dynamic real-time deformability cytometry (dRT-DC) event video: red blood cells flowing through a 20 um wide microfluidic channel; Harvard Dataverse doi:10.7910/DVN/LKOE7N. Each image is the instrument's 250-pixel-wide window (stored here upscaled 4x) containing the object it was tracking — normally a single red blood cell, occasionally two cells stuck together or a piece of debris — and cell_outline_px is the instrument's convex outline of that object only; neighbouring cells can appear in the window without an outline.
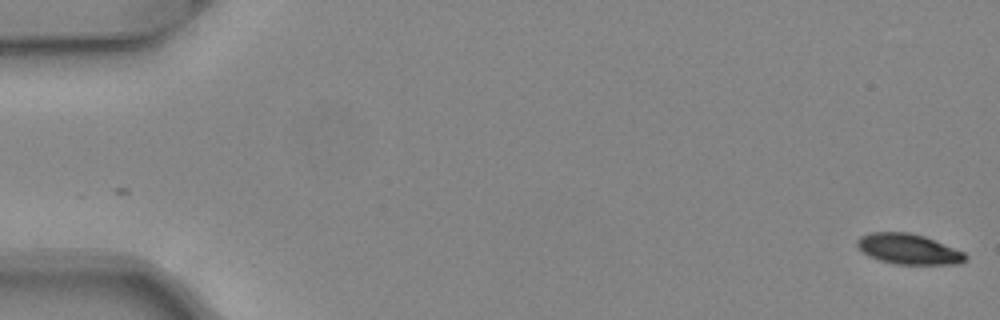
{"species": "common noctule bat (a hibernating species)", "species_latin": "Nyctalus noctula", "temperature_condition": "warm", "stored_images_in_passage": 51, "camera_frame_rate_fps": 3000, "um_per_image_px": 0.085, "animal": {"sex": "female", "body_mass_g": 24.6, "forearm_length_mm": 56.2}, "frame": {"image": 1, "passage_image": 1, "time_ms": 0.0, "image_size_px": [1000, 320], "cell_outline_px": [[968, 260], [960, 264], [896, 264], [880, 260], [864, 252], [856, 244], [856, 240], [860, 236], [872, 232], [908, 232], [924, 236], [964, 252], [968, 256]], "centroid_in_image_um": [77.26, 21.17], "position_along_channel_um": 7.7, "area_um2": 19.02}}
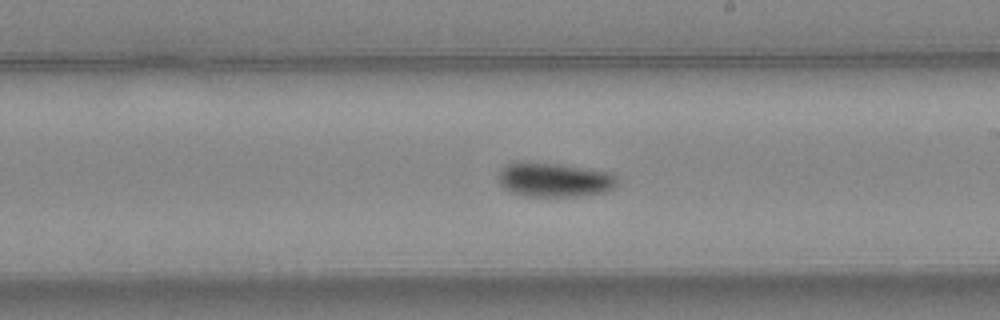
{"frame": {"image": 2, "passage_image": 30, "time_ms": 9.667, "image_size_px": [1000, 320], "cell_outline_px": [[616, 184], [608, 192], [580, 196], [528, 196], [512, 192], [504, 188], [500, 184], [496, 176], [500, 168], [504, 164], [512, 160], [520, 160], [560, 164], [608, 172], [616, 176]], "centroid_in_image_um": [47.02, 15.25], "position_along_channel_um": 242.0, "area_um2": 24.22}}
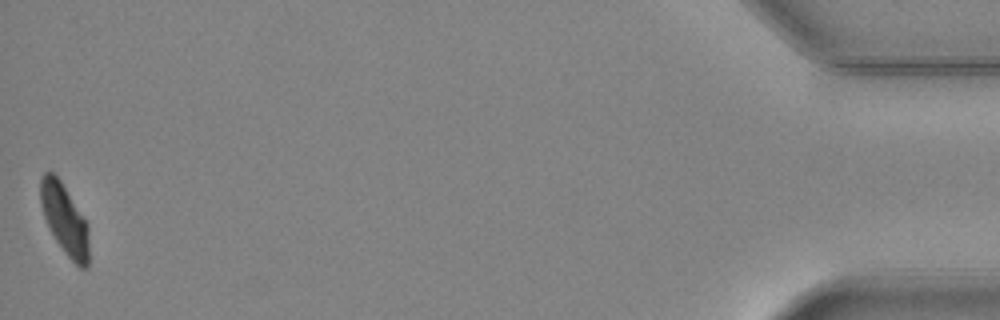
{"frame": {"image": 3, "passage_image": 51, "time_ms": 16.667, "image_size_px": [1000, 320], "cell_outline_px": [[88, 268], [80, 268], [64, 252], [56, 240], [44, 216], [40, 204], [40, 176], [44, 172], [52, 172], [60, 180], [88, 224]], "centroid_in_image_um": [5.48, 18.63], "position_along_channel_um": 429.7, "area_um2": 19.59}, "authors_computed_cell_mechanics": {"area_um2": 21.7328, "velocity_mm_per_s": 4.0555, "shape_relaxation_time_tau1_ms": 3.151, "shape_relaxation_time_tau2_ms": null, "deformation_change_tau1": 0.1347, "deformation_change_tau2": null}}